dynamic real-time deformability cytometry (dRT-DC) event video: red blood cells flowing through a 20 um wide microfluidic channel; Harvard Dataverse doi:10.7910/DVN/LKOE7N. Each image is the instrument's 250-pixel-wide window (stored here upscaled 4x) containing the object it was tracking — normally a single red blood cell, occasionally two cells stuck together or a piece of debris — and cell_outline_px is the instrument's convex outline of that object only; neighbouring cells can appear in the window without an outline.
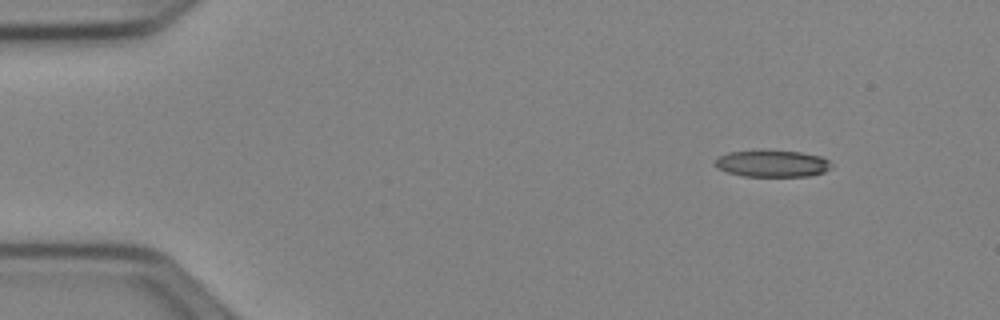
{"species": "Egyptian fruit bat (a non-hibernating species)", "species_latin": "Rousettus aegyptiacus", "temperature_condition": "cold", "stored_images_in_passage": 46, "camera_frame_rate_fps": 3000, "um_per_image_px": 0.085, "animal": {"sex": "female"}, "frame": {"image": 1, "passage_image": 1, "time_ms": 0.0, "image_size_px": [1000, 320], "cell_outline_px": [[832, 168], [824, 172], [808, 176], [744, 176], [728, 172], [720, 168], [716, 164], [716, 160], [720, 156], [728, 152], [760, 148], [764, 148], [800, 152], [820, 156], [828, 160], [832, 164]], "centroid_in_image_um": [65.67, 13.86], "position_along_channel_um": 19.3, "area_um2": 18.55}}
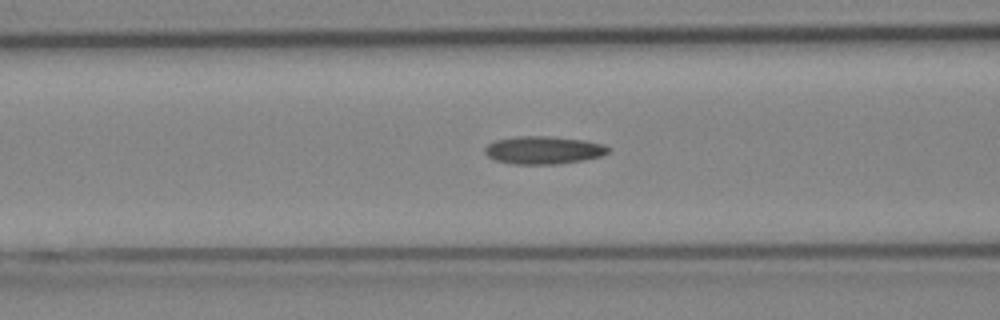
{"frame": {"image": 2, "passage_image": 16, "time_ms": 5.0, "image_size_px": [1000, 320], "cell_outline_px": [[612, 148], [608, 152], [600, 156], [584, 160], [556, 164], [512, 164], [496, 160], [488, 156], [484, 152], [484, 148], [488, 144], [496, 140], [516, 136], [548, 136], [584, 140], [604, 144]], "centroid_in_image_um": [46.2, 12.76], "position_along_channel_um": 120.4, "area_um2": 20.06}}
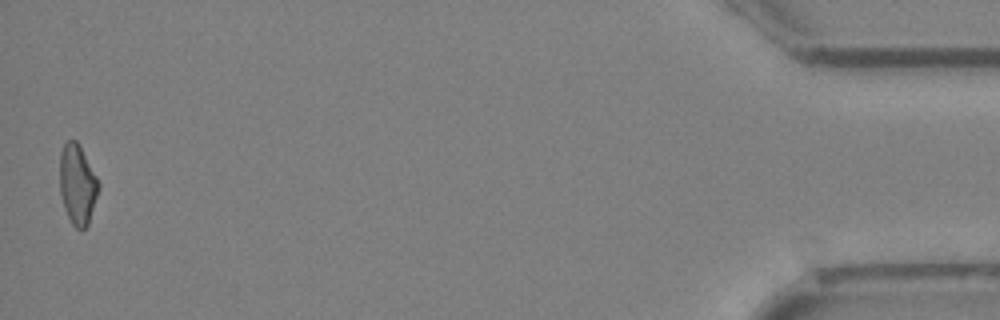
{"frame": {"image": 3, "passage_image": 46, "time_ms": 15.0, "image_size_px": [1000, 320], "cell_outline_px": [[100, 188], [88, 224], [84, 228], [76, 228], [72, 224], [64, 208], [60, 192], [60, 152], [64, 144], [68, 140], [76, 140], [96, 176], [100, 184]], "centroid_in_image_um": [6.58, 15.69], "position_along_channel_um": 428.6, "area_um2": 17.86}, "authors_computed_cell_mechanics": {"area_um2": 18.8717, "velocity_mm_per_s": 3.9876, "shape_relaxation_time_tau1_ms": null, "shape_relaxation_time_tau2_ms": 8.2566, "deformation_change_tau1": null, "deformation_change_tau2": 0.1862}}